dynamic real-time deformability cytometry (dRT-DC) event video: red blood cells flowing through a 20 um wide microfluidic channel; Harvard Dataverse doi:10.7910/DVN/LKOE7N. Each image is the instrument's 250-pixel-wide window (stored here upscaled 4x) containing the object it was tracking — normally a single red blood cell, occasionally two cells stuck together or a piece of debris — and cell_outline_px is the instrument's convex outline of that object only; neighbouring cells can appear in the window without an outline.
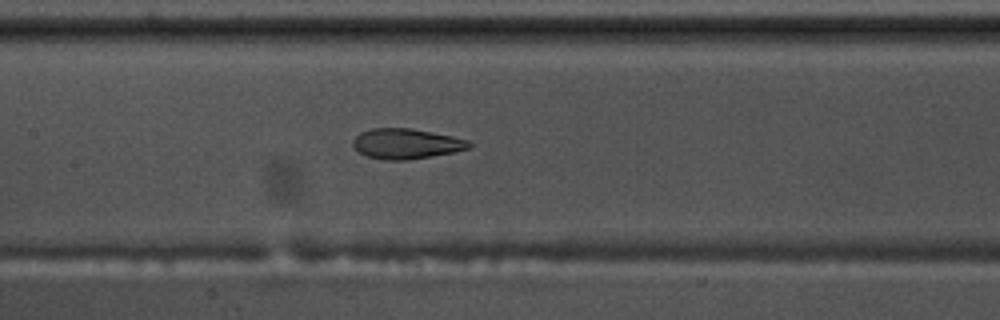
{"species": "common noctule bat (a hibernating species)", "species_latin": "Nyctalus noctula", "temperature_condition": "warm", "stored_images_in_passage": 57, "camera_frame_rate_fps": 3000, "um_per_image_px": 0.085, "animal": {"sex": "male", "body_mass_g": 17.5, "forearm_length_mm": 52.3}, "frame": {"image": 1, "passage_image": 27, "time_ms": 8.667, "image_size_px": [1000, 320], "cell_outline_px": [[472, 148], [432, 156], [408, 160], [384, 160], [368, 156], [360, 152], [352, 144], [352, 140], [360, 132], [372, 128], [412, 128], [452, 136], [468, 140], [472, 144]], "centroid_in_image_um": [34.54, 12.21], "position_along_channel_um": 172.9, "area_um2": 20.46}}
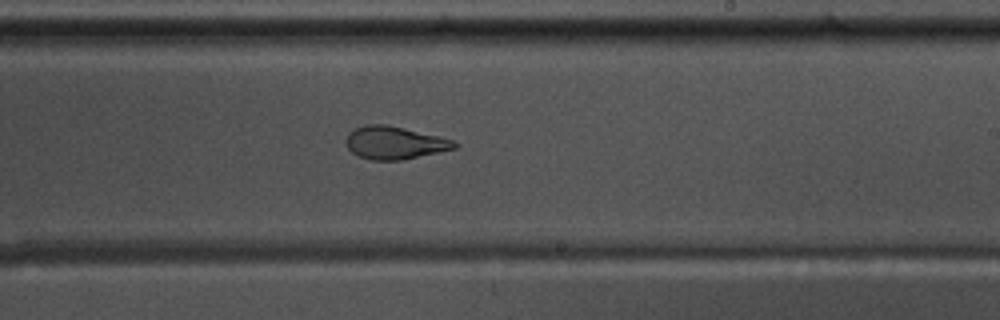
{"frame": {"image": 2, "passage_image": 34, "time_ms": 11.0, "image_size_px": [1000, 320], "cell_outline_px": [[460, 144], [456, 148], [400, 160], [372, 160], [360, 156], [352, 152], [348, 148], [344, 140], [348, 132], [364, 124], [388, 124], [452, 140]], "centroid_in_image_um": [33.49, 12.12], "position_along_channel_um": 255.5, "area_um2": 20.52}}
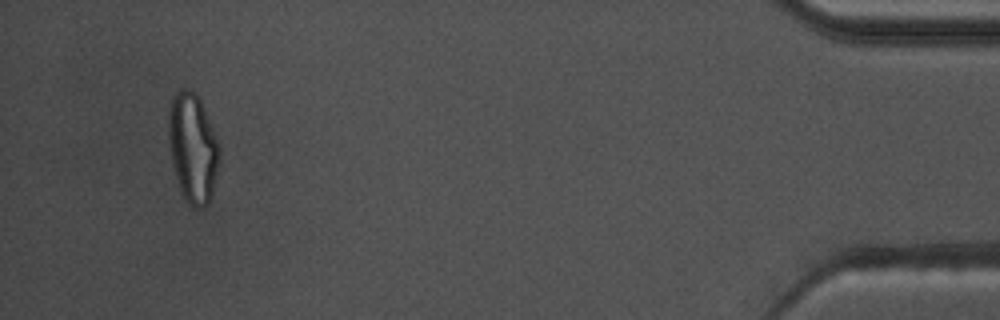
{"frame": {"image": 3, "passage_image": 54, "time_ms": 17.667, "image_size_px": [1000, 320], "cell_outline_px": [[220, 164], [212, 196], [208, 204], [204, 208], [196, 208], [188, 204], [180, 188], [172, 164], [168, 140], [168, 108], [172, 96], [176, 92], [184, 88], [196, 92], [204, 108], [216, 136], [220, 148]], "centroid_in_image_um": [16.4, 12.57], "position_along_channel_um": 418.8, "area_um2": 32.83}, "authors_computed_cell_mechanics": {"area_um2": 23.409, "velocity_mm_per_s": 3.5551, "shape_relaxation_time_tau1_ms": null, "shape_relaxation_time_tau2_ms": 1.5663, "deformation_change_tau1": null, "deformation_change_tau2": 0.0802}}